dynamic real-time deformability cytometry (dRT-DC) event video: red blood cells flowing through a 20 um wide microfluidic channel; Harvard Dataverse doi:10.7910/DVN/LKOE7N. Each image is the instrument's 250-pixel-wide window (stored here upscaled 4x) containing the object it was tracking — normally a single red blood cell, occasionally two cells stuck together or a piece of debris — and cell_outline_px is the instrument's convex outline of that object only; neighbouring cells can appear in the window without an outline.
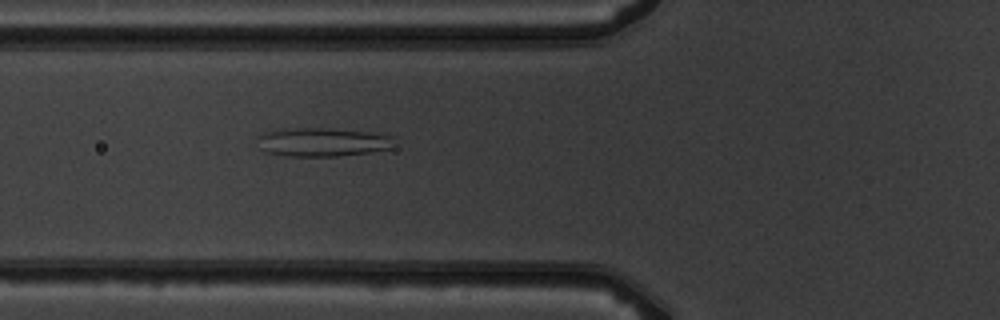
{"species": "common noctule bat (a hibernating species)", "species_latin": "Nyctalus noctula", "temperature_condition": "warm", "stored_images_in_passage": 6, "camera_frame_rate_fps": 3000, "um_per_image_px": 0.085, "animal": {"sex": "male", "body_mass_g": 19.5, "forearm_length_mm": 54.6}, "frame": {"image": 1, "passage_image": 6, "time_ms": 5.667, "image_size_px": [1000, 320], "cell_outline_px": [[396, 148], [368, 152], [336, 156], [284, 156], [264, 152], [260, 148], [256, 136], [264, 132], [284, 128], [328, 128], [368, 132], [392, 136]], "centroid_in_image_um": [27.37, 12.08], "position_along_channel_um": 98.4, "area_um2": 23.12}}